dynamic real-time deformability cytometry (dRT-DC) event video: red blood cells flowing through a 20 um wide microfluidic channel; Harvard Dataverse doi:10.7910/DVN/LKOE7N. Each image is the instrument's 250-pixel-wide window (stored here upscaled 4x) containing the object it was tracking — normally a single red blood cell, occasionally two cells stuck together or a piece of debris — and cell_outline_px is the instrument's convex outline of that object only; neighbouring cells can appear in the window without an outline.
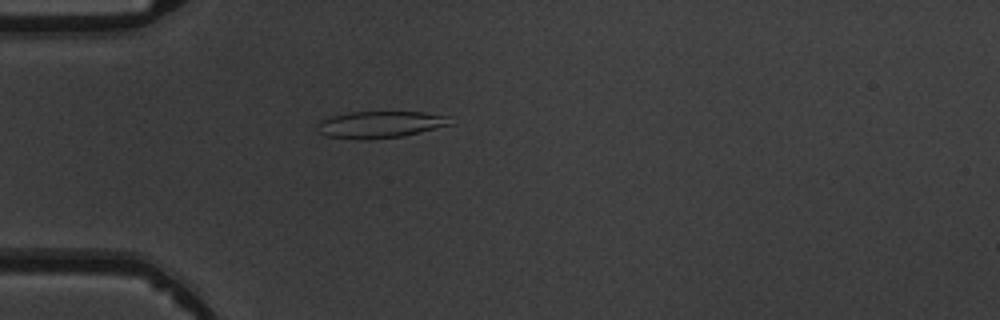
{"species": "common noctule bat (a hibernating species)", "species_latin": "Nyctalus noctula", "temperature_condition": "warm", "stored_images_in_passage": 5, "camera_frame_rate_fps": 3000, "um_per_image_px": 0.085, "animal": {"sex": "male", "body_mass_g": 19.5, "forearm_length_mm": 54.6}, "frame": {"image": 1, "passage_image": 5, "time_ms": 4.667, "image_size_px": [1000, 320], "cell_outline_px": [[452, 124], [404, 136], [368, 140], [360, 140], [324, 136], [320, 132], [316, 124], [320, 120], [332, 116], [348, 112], [424, 112], [448, 116]], "centroid_in_image_um": [32.28, 10.59], "position_along_channel_um": 52.7, "area_um2": 20.87}}